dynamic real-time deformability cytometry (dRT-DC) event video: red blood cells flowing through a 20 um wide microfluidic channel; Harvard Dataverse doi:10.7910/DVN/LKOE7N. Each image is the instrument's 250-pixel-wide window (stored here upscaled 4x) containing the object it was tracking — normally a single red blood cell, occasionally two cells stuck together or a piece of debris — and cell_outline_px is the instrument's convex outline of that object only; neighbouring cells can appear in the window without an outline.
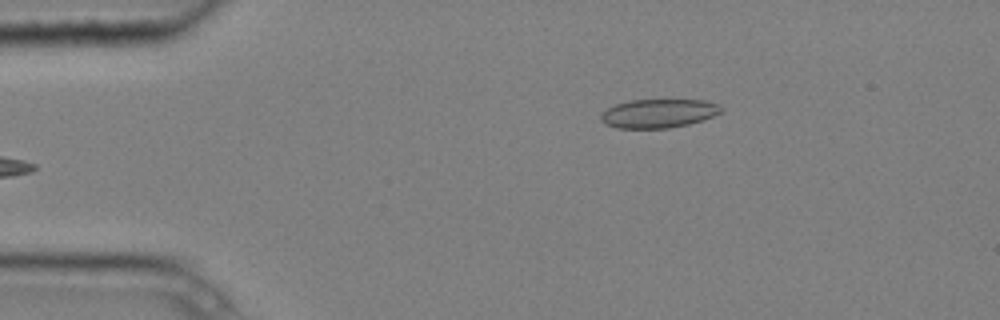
{"species": "common noctule bat (a hibernating species)", "species_latin": "Nyctalus noctula", "temperature_condition": "cold", "stored_images_in_passage": 5, "camera_frame_rate_fps": 3000, "um_per_image_px": 0.085, "animal": {"sex": "male", "body_mass_g": 20.4}, "frame": {"image": 1, "passage_image": 5, "time_ms": 1.333, "image_size_px": [1000, 320], "cell_outline_px": [[724, 108], [720, 112], [704, 120], [688, 124], [668, 128], [616, 128], [604, 124], [600, 120], [600, 116], [608, 108], [616, 104], [632, 100], [704, 100], [716, 104]], "centroid_in_image_um": [55.96, 9.65], "position_along_channel_um": 29.0, "area_um2": 20.06}}